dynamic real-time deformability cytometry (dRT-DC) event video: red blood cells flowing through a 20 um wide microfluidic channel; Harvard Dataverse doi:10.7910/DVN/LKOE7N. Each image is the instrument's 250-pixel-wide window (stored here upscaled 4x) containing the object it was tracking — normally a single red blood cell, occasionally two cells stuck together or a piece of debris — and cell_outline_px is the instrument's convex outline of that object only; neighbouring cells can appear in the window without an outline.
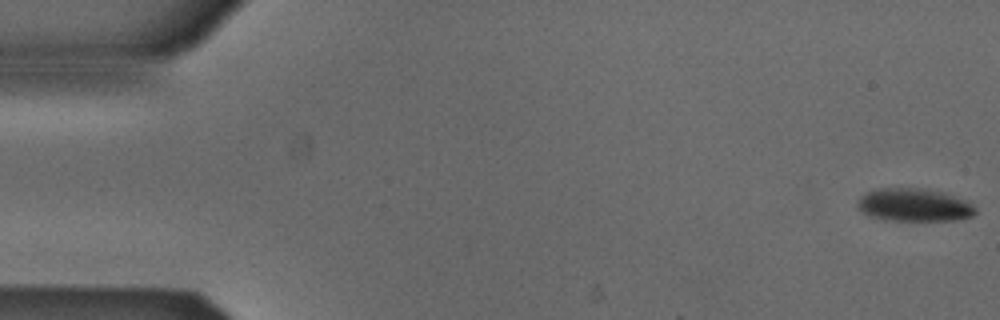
{"species": "Egyptian fruit bat (a non-hibernating species)", "species_latin": "Rousettus aegyptiacus", "temperature_condition": "cold", "stored_images_in_passage": 53, "camera_frame_rate_fps": 3000, "um_per_image_px": 0.085, "animal": {"sex": "male"}, "frame": {"image": 1, "passage_image": 1, "time_ms": 0.0, "image_size_px": [1000, 320], "cell_outline_px": [[976, 212], [972, 216], [952, 220], [892, 220], [868, 216], [856, 208], [856, 204], [860, 196], [868, 192], [880, 188], [928, 188], [944, 192], [968, 200], [976, 208]], "centroid_in_image_um": [77.7, 17.41], "position_along_channel_um": 7.3, "area_um2": 22.83}}
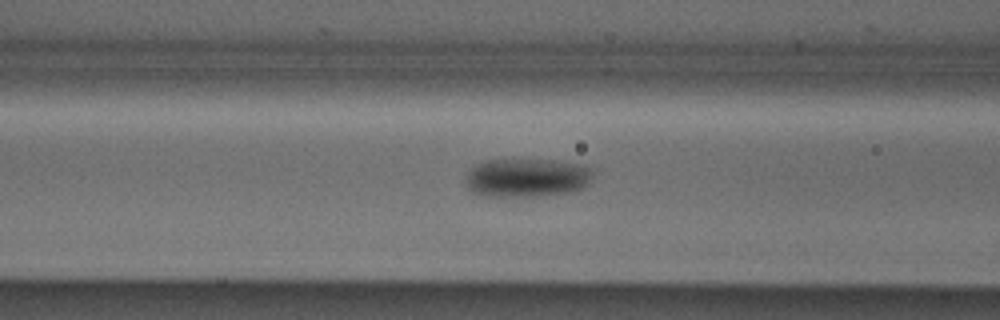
{"frame": {"image": 2, "passage_image": 21, "time_ms": 6.667, "image_size_px": [1000, 320], "cell_outline_px": [[592, 172], [588, 184], [584, 188], [568, 192], [544, 196], [480, 196], [472, 192], [468, 188], [468, 172], [476, 164], [484, 160], [512, 156], [556, 160], [580, 164], [592, 168]], "centroid_in_image_um": [44.77, 15.05], "position_along_channel_um": 121.8, "area_um2": 29.71}}
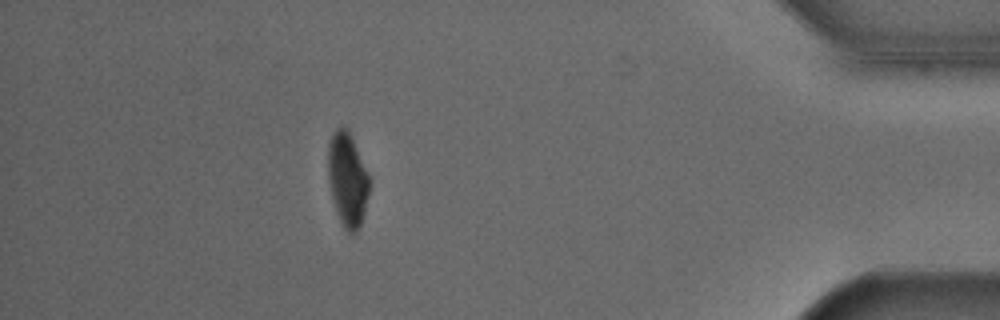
{"frame": {"image": 3, "passage_image": 47, "time_ms": 15.333, "image_size_px": [1000, 320], "cell_outline_px": [[368, 196], [364, 212], [360, 224], [356, 232], [348, 232], [344, 228], [336, 212], [332, 200], [328, 180], [328, 144], [332, 132], [340, 124], [348, 128], [368, 176]], "centroid_in_image_um": [29.49, 15.21], "position_along_channel_um": 405.7, "area_um2": 22.37}, "authors_computed_cell_mechanics": {"area_um2": 25.8366, "velocity_mm_per_s": 3.8737, "shape_relaxation_time_tau1_ms": 6.1949, "shape_relaxation_time_tau2_ms": null, "deformation_change_tau1": 0.139, "deformation_change_tau2": null}}